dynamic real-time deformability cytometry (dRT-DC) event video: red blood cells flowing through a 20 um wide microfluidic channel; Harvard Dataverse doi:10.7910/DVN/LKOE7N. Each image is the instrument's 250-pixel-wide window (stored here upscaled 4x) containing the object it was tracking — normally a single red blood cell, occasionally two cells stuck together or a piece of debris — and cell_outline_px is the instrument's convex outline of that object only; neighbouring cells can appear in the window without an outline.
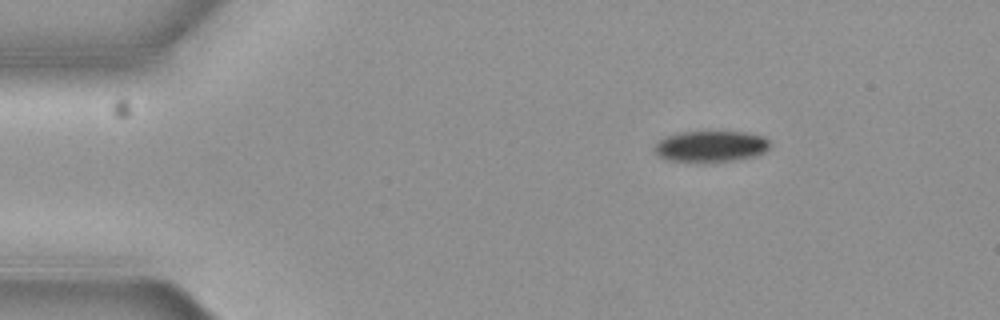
{"species": "common noctule bat (a hibernating species)", "species_latin": "Nyctalus noctula", "temperature_condition": "cold", "stored_images_in_passage": 3, "camera_frame_rate_fps": 3000, "um_per_image_px": 0.085, "animal": {"sex": "female", "body_mass_g": 19.3, "forearm_length_mm": 54.1}, "frame": {"image": 1, "passage_image": 1, "time_ms": 0.0, "image_size_px": [1000, 320], "cell_outline_px": [[768, 148], [764, 152], [756, 156], [732, 160], [700, 164], [668, 160], [660, 156], [656, 152], [656, 144], [660, 140], [668, 136], [684, 132], [744, 132], [764, 136], [768, 140]], "centroid_in_image_um": [60.43, 12.47], "position_along_channel_um": 24.6, "area_um2": 20.98}}